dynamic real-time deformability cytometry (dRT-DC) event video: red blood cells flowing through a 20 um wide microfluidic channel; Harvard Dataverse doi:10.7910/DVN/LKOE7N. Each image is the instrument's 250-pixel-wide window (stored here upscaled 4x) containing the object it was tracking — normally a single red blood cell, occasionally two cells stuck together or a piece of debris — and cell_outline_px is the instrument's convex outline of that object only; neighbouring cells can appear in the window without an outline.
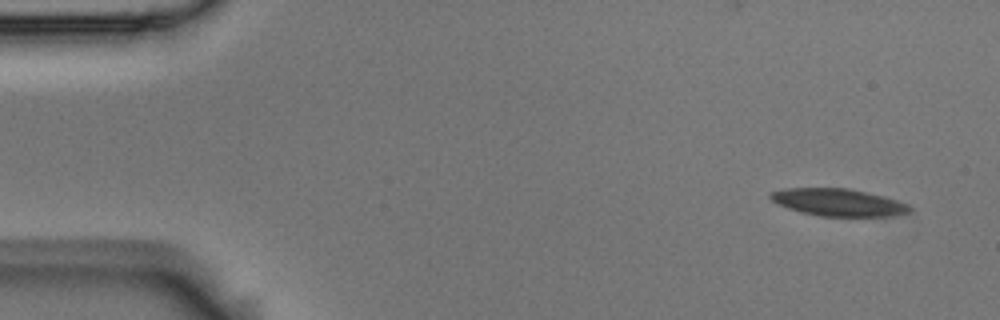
{"species": "Egyptian fruit bat (a non-hibernating species)", "species_latin": "Rousettus aegyptiacus", "temperature_condition": "room temperature", "stored_images_in_passage": 3, "camera_frame_rate_fps": 3000, "um_per_image_px": 0.085, "animal": {"sex": "male"}, "frame": {"image": 1, "passage_image": 1, "time_ms": 0.0, "image_size_px": [1000, 320], "cell_outline_px": [[912, 208], [908, 212], [896, 216], [820, 216], [800, 212], [776, 204], [768, 196], [772, 192], [784, 188], [848, 188], [884, 196], [908, 204]], "centroid_in_image_um": [71.24, 17.2], "position_along_channel_um": 13.8, "area_um2": 22.2}}